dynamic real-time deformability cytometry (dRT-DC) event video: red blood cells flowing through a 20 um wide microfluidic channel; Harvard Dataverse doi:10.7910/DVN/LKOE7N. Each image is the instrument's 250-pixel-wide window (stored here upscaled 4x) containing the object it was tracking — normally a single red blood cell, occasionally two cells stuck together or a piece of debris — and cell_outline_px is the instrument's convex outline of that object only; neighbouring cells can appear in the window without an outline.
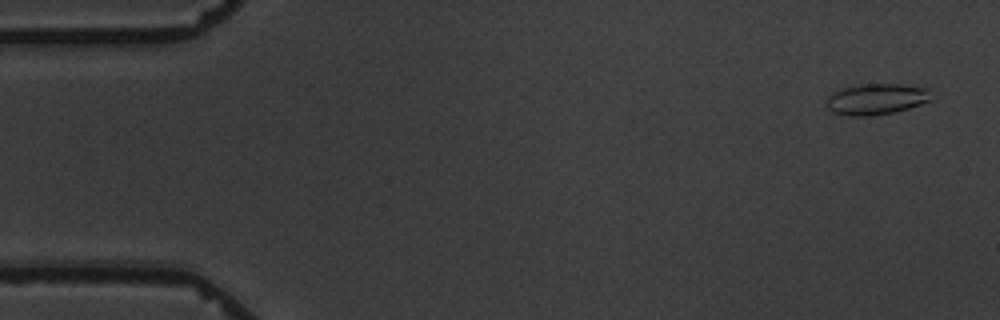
{"species": "common noctule bat (a hibernating species)", "species_latin": "Nyctalus noctula", "temperature_condition": "warm", "stored_images_in_passage": 5, "camera_frame_rate_fps": 3000, "um_per_image_px": 0.085, "animal": {"sex": "male", "body_mass_g": 19.5, "forearm_length_mm": 54.6}, "frame": {"image": 1, "passage_image": 1, "time_ms": 0.0, "image_size_px": [1000, 320], "cell_outline_px": [[932, 100], [908, 108], [892, 112], [868, 116], [848, 116], [832, 112], [828, 108], [824, 100], [832, 92], [844, 88], [860, 84], [900, 84], [928, 88]], "centroid_in_image_um": [74.45, 8.42], "position_along_channel_um": 10.6, "area_um2": 18.96}}